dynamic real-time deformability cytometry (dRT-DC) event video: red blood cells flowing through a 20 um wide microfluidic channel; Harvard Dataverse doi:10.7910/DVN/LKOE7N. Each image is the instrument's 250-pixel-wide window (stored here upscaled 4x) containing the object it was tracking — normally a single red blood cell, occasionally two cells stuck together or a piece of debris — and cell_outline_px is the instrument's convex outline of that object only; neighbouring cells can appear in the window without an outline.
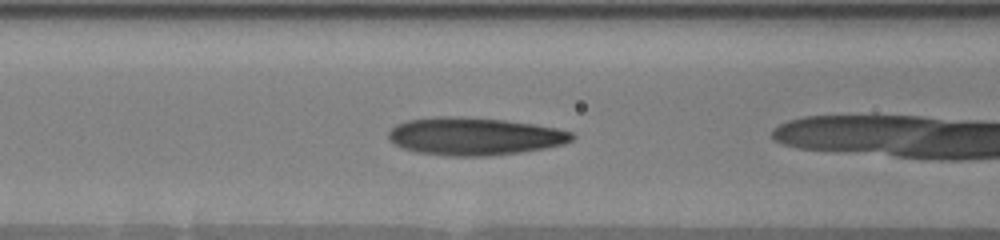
{"species": "human", "species_latin": "Homo sapiens", "temperature_condition": "warm", "stored_images_in_passage": 7, "camera_frame_rate_fps": 3000, "um_per_image_px": 0.085, "donor": {"sex": "male"}, "frame": {"image": 1, "passage_image": 3, "time_ms": 0.667, "image_size_px": [1000, 240], "cell_outline_px": [[576, 136], [572, 140], [564, 144], [544, 148], [520, 152], [484, 156], [452, 156], [416, 152], [404, 148], [388, 140], [388, 132], [396, 124], [408, 120], [436, 116], [456, 116], [504, 120], [536, 124], [556, 128], [572, 132]], "centroid_in_image_um": [40.32, 11.58], "position_along_channel_um": 126.3, "area_um2": 40.29}}
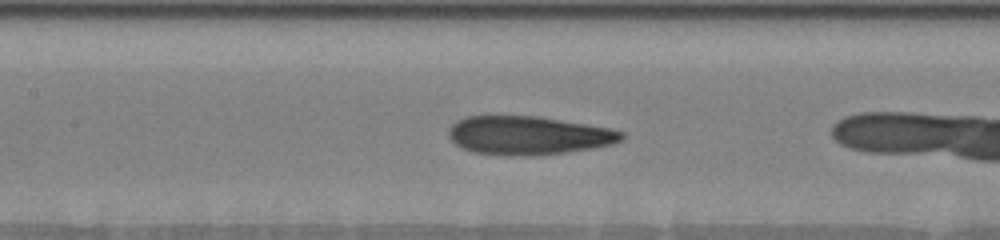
{"frame": {"image": 2, "passage_image": 6, "time_ms": 1.667, "image_size_px": [1000, 240], "cell_outline_px": [[624, 136], [620, 140], [612, 144], [592, 148], [564, 152], [524, 156], [512, 156], [476, 152], [464, 148], [456, 144], [448, 136], [448, 128], [456, 120], [464, 116], [540, 116], [612, 128], [624, 132]], "centroid_in_image_um": [44.9, 11.49], "position_along_channel_um": 162.5, "area_um2": 38.84}}